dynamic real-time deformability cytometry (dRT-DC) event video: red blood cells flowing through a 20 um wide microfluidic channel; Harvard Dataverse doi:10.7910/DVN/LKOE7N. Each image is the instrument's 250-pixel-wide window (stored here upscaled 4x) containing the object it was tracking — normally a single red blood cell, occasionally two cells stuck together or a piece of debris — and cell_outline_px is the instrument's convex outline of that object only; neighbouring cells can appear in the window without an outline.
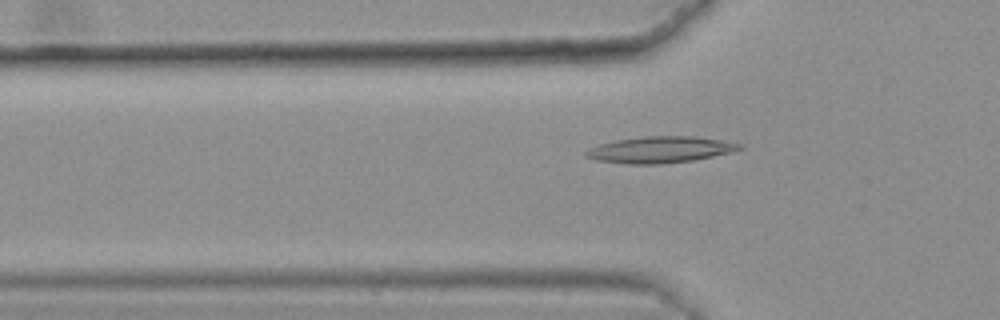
{"species": "common noctule bat (a hibernating species)", "species_latin": "Nyctalus noctula", "temperature_condition": "warm", "stored_images_in_passage": 36, "camera_frame_rate_fps": 3000, "um_per_image_px": 0.085, "animal": {"sex": "female", "body_mass_g": 25.1}, "frame": {"image": 1, "passage_image": 4, "time_ms": 1.0, "image_size_px": [1000, 320], "cell_outline_px": [[744, 148], [732, 152], [692, 160], [660, 164], [628, 164], [596, 160], [584, 156], [584, 152], [600, 144], [616, 140], [644, 136], [696, 136], [744, 144]], "centroid_in_image_um": [56.14, 12.72], "position_along_channel_um": 69.7, "area_um2": 23.52}}
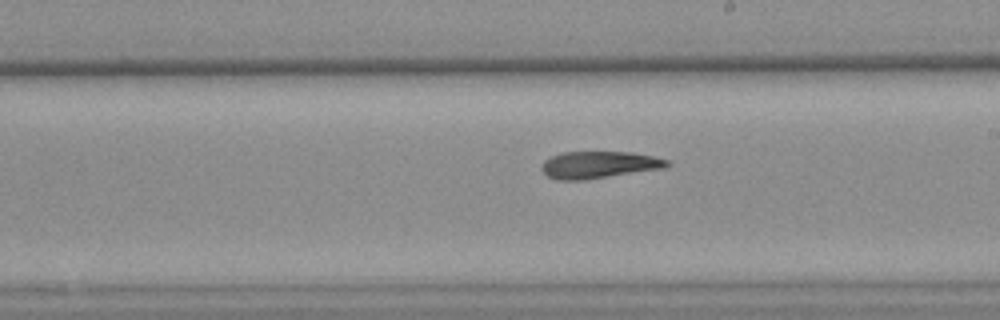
{"frame": {"image": 2, "passage_image": 18, "time_ms": 5.667, "image_size_px": [1000, 320], "cell_outline_px": [[672, 164], [664, 168], [588, 180], [556, 180], [548, 176], [540, 168], [544, 160], [560, 152], [632, 152], [652, 156], [668, 160]], "centroid_in_image_um": [50.9, 14.01], "position_along_channel_um": 238.1, "area_um2": 19.94}}
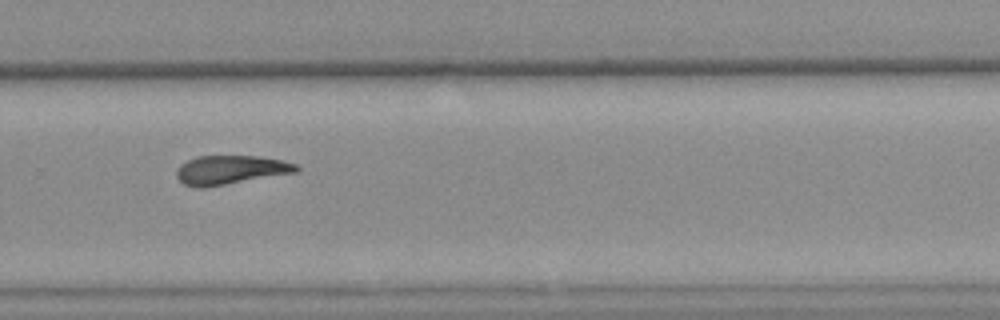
{"frame": {"image": 3, "passage_image": 24, "time_ms": 7.667, "image_size_px": [1000, 320], "cell_outline_px": [[300, 168], [296, 172], [204, 188], [196, 188], [184, 184], [176, 176], [176, 172], [180, 164], [196, 156], [256, 156], [280, 160], [296, 164]], "centroid_in_image_um": [19.55, 14.44], "position_along_channel_um": 310.2, "area_um2": 20.06}, "authors_computed_cell_mechanics": {"area_um2": 20.23, "velocity_mm_per_s": 3.6137, "shape_relaxation_time_tau1_ms": null, "shape_relaxation_time_tau2_ms": 5.816, "deformation_change_tau1": null, "deformation_change_tau2": 0.1495}}